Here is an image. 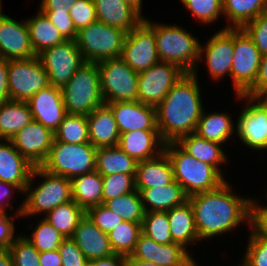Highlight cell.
<instances>
[{
	"label": "cell",
	"mask_w": 267,
	"mask_h": 266,
	"mask_svg": "<svg viewBox=\"0 0 267 266\" xmlns=\"http://www.w3.org/2000/svg\"><path fill=\"white\" fill-rule=\"evenodd\" d=\"M232 187L234 186L231 182L226 180L214 190L188 197L194 211L195 226L200 240L208 241L230 232L234 233V230L241 228L242 224L250 228L252 197L240 196Z\"/></svg>",
	"instance_id": "obj_1"
},
{
	"label": "cell",
	"mask_w": 267,
	"mask_h": 266,
	"mask_svg": "<svg viewBox=\"0 0 267 266\" xmlns=\"http://www.w3.org/2000/svg\"><path fill=\"white\" fill-rule=\"evenodd\" d=\"M198 79L186 73L156 106L157 128L165 144L196 132L205 109Z\"/></svg>",
	"instance_id": "obj_2"
},
{
	"label": "cell",
	"mask_w": 267,
	"mask_h": 266,
	"mask_svg": "<svg viewBox=\"0 0 267 266\" xmlns=\"http://www.w3.org/2000/svg\"><path fill=\"white\" fill-rule=\"evenodd\" d=\"M144 20L154 29L159 60L176 64L198 78L200 38L176 24L153 22L147 16Z\"/></svg>",
	"instance_id": "obj_3"
},
{
	"label": "cell",
	"mask_w": 267,
	"mask_h": 266,
	"mask_svg": "<svg viewBox=\"0 0 267 266\" xmlns=\"http://www.w3.org/2000/svg\"><path fill=\"white\" fill-rule=\"evenodd\" d=\"M36 177L41 181H36ZM23 197L21 219L43 217L58 205L72 200L71 180L49 173L40 166L34 167Z\"/></svg>",
	"instance_id": "obj_4"
},
{
	"label": "cell",
	"mask_w": 267,
	"mask_h": 266,
	"mask_svg": "<svg viewBox=\"0 0 267 266\" xmlns=\"http://www.w3.org/2000/svg\"><path fill=\"white\" fill-rule=\"evenodd\" d=\"M164 151L171 161L174 180L188 197L214 190L227 180L213 166L189 155L176 142L166 143Z\"/></svg>",
	"instance_id": "obj_5"
},
{
	"label": "cell",
	"mask_w": 267,
	"mask_h": 266,
	"mask_svg": "<svg viewBox=\"0 0 267 266\" xmlns=\"http://www.w3.org/2000/svg\"><path fill=\"white\" fill-rule=\"evenodd\" d=\"M67 114L89 115L104 104L97 63L85 62L61 88Z\"/></svg>",
	"instance_id": "obj_6"
},
{
	"label": "cell",
	"mask_w": 267,
	"mask_h": 266,
	"mask_svg": "<svg viewBox=\"0 0 267 266\" xmlns=\"http://www.w3.org/2000/svg\"><path fill=\"white\" fill-rule=\"evenodd\" d=\"M49 173L72 179L96 169V148L91 143L69 144L54 140L40 166Z\"/></svg>",
	"instance_id": "obj_7"
},
{
	"label": "cell",
	"mask_w": 267,
	"mask_h": 266,
	"mask_svg": "<svg viewBox=\"0 0 267 266\" xmlns=\"http://www.w3.org/2000/svg\"><path fill=\"white\" fill-rule=\"evenodd\" d=\"M127 33L96 21L77 31L76 45L85 62L98 63L121 57Z\"/></svg>",
	"instance_id": "obj_8"
},
{
	"label": "cell",
	"mask_w": 267,
	"mask_h": 266,
	"mask_svg": "<svg viewBox=\"0 0 267 266\" xmlns=\"http://www.w3.org/2000/svg\"><path fill=\"white\" fill-rule=\"evenodd\" d=\"M104 103L138 101V77L121 57L97 63Z\"/></svg>",
	"instance_id": "obj_9"
},
{
	"label": "cell",
	"mask_w": 267,
	"mask_h": 266,
	"mask_svg": "<svg viewBox=\"0 0 267 266\" xmlns=\"http://www.w3.org/2000/svg\"><path fill=\"white\" fill-rule=\"evenodd\" d=\"M262 54L242 28H234L231 83L236 95H244L255 83Z\"/></svg>",
	"instance_id": "obj_10"
},
{
	"label": "cell",
	"mask_w": 267,
	"mask_h": 266,
	"mask_svg": "<svg viewBox=\"0 0 267 266\" xmlns=\"http://www.w3.org/2000/svg\"><path fill=\"white\" fill-rule=\"evenodd\" d=\"M50 85L47 72L38 56L8 60L10 100L28 101L39 90Z\"/></svg>",
	"instance_id": "obj_11"
},
{
	"label": "cell",
	"mask_w": 267,
	"mask_h": 266,
	"mask_svg": "<svg viewBox=\"0 0 267 266\" xmlns=\"http://www.w3.org/2000/svg\"><path fill=\"white\" fill-rule=\"evenodd\" d=\"M234 98L237 104L245 102L236 118V138L250 150L267 151V111L255 98L245 95Z\"/></svg>",
	"instance_id": "obj_12"
},
{
	"label": "cell",
	"mask_w": 267,
	"mask_h": 266,
	"mask_svg": "<svg viewBox=\"0 0 267 266\" xmlns=\"http://www.w3.org/2000/svg\"><path fill=\"white\" fill-rule=\"evenodd\" d=\"M37 56L47 72L50 85L59 88L85 63L75 40H66L43 50Z\"/></svg>",
	"instance_id": "obj_13"
},
{
	"label": "cell",
	"mask_w": 267,
	"mask_h": 266,
	"mask_svg": "<svg viewBox=\"0 0 267 266\" xmlns=\"http://www.w3.org/2000/svg\"><path fill=\"white\" fill-rule=\"evenodd\" d=\"M204 43H200L198 62L206 63L210 79L219 82L230 76L234 54V28L216 31ZM204 44V45H203ZM202 61V62H201Z\"/></svg>",
	"instance_id": "obj_14"
},
{
	"label": "cell",
	"mask_w": 267,
	"mask_h": 266,
	"mask_svg": "<svg viewBox=\"0 0 267 266\" xmlns=\"http://www.w3.org/2000/svg\"><path fill=\"white\" fill-rule=\"evenodd\" d=\"M185 74L178 65L159 61L139 73L138 101L156 107Z\"/></svg>",
	"instance_id": "obj_15"
},
{
	"label": "cell",
	"mask_w": 267,
	"mask_h": 266,
	"mask_svg": "<svg viewBox=\"0 0 267 266\" xmlns=\"http://www.w3.org/2000/svg\"><path fill=\"white\" fill-rule=\"evenodd\" d=\"M121 58L137 73L160 61L154 29L144 19L127 33Z\"/></svg>",
	"instance_id": "obj_16"
},
{
	"label": "cell",
	"mask_w": 267,
	"mask_h": 266,
	"mask_svg": "<svg viewBox=\"0 0 267 266\" xmlns=\"http://www.w3.org/2000/svg\"><path fill=\"white\" fill-rule=\"evenodd\" d=\"M0 0V57L7 60L28 59L36 56L31 45L25 19L18 21L4 14Z\"/></svg>",
	"instance_id": "obj_17"
},
{
	"label": "cell",
	"mask_w": 267,
	"mask_h": 266,
	"mask_svg": "<svg viewBox=\"0 0 267 266\" xmlns=\"http://www.w3.org/2000/svg\"><path fill=\"white\" fill-rule=\"evenodd\" d=\"M192 252L174 242L158 244L141 233L131 256L161 266H198Z\"/></svg>",
	"instance_id": "obj_18"
},
{
	"label": "cell",
	"mask_w": 267,
	"mask_h": 266,
	"mask_svg": "<svg viewBox=\"0 0 267 266\" xmlns=\"http://www.w3.org/2000/svg\"><path fill=\"white\" fill-rule=\"evenodd\" d=\"M10 141L21 155L37 167L41 166L48 156L54 141V132L38 121L33 120Z\"/></svg>",
	"instance_id": "obj_19"
},
{
	"label": "cell",
	"mask_w": 267,
	"mask_h": 266,
	"mask_svg": "<svg viewBox=\"0 0 267 266\" xmlns=\"http://www.w3.org/2000/svg\"><path fill=\"white\" fill-rule=\"evenodd\" d=\"M107 104L115 117L120 134L128 131H158L156 107L140 101Z\"/></svg>",
	"instance_id": "obj_20"
},
{
	"label": "cell",
	"mask_w": 267,
	"mask_h": 266,
	"mask_svg": "<svg viewBox=\"0 0 267 266\" xmlns=\"http://www.w3.org/2000/svg\"><path fill=\"white\" fill-rule=\"evenodd\" d=\"M27 102L33 120L38 121L53 132L67 115L62 90L59 87L49 85L47 88L39 90Z\"/></svg>",
	"instance_id": "obj_21"
},
{
	"label": "cell",
	"mask_w": 267,
	"mask_h": 266,
	"mask_svg": "<svg viewBox=\"0 0 267 266\" xmlns=\"http://www.w3.org/2000/svg\"><path fill=\"white\" fill-rule=\"evenodd\" d=\"M88 261L112 256L108 234L101 231L87 214L79 221L70 237Z\"/></svg>",
	"instance_id": "obj_22"
},
{
	"label": "cell",
	"mask_w": 267,
	"mask_h": 266,
	"mask_svg": "<svg viewBox=\"0 0 267 266\" xmlns=\"http://www.w3.org/2000/svg\"><path fill=\"white\" fill-rule=\"evenodd\" d=\"M34 167L10 140H0V181L17 185L25 191Z\"/></svg>",
	"instance_id": "obj_23"
},
{
	"label": "cell",
	"mask_w": 267,
	"mask_h": 266,
	"mask_svg": "<svg viewBox=\"0 0 267 266\" xmlns=\"http://www.w3.org/2000/svg\"><path fill=\"white\" fill-rule=\"evenodd\" d=\"M86 118L89 140L96 149L118 145L120 132L114 114L107 104L95 108Z\"/></svg>",
	"instance_id": "obj_24"
},
{
	"label": "cell",
	"mask_w": 267,
	"mask_h": 266,
	"mask_svg": "<svg viewBox=\"0 0 267 266\" xmlns=\"http://www.w3.org/2000/svg\"><path fill=\"white\" fill-rule=\"evenodd\" d=\"M159 131H128L120 134L118 146L137 162L154 158L164 151Z\"/></svg>",
	"instance_id": "obj_25"
},
{
	"label": "cell",
	"mask_w": 267,
	"mask_h": 266,
	"mask_svg": "<svg viewBox=\"0 0 267 266\" xmlns=\"http://www.w3.org/2000/svg\"><path fill=\"white\" fill-rule=\"evenodd\" d=\"M134 178L135 189L138 192L172 183L174 181L173 167L166 152L163 151L154 158L139 161Z\"/></svg>",
	"instance_id": "obj_26"
},
{
	"label": "cell",
	"mask_w": 267,
	"mask_h": 266,
	"mask_svg": "<svg viewBox=\"0 0 267 266\" xmlns=\"http://www.w3.org/2000/svg\"><path fill=\"white\" fill-rule=\"evenodd\" d=\"M176 143L189 155L213 166L224 178L227 177L221 168L228 165L227 162L231 159L228 158L224 145L204 139L195 132L181 137Z\"/></svg>",
	"instance_id": "obj_27"
},
{
	"label": "cell",
	"mask_w": 267,
	"mask_h": 266,
	"mask_svg": "<svg viewBox=\"0 0 267 266\" xmlns=\"http://www.w3.org/2000/svg\"><path fill=\"white\" fill-rule=\"evenodd\" d=\"M97 21L130 32L143 18L123 0H93Z\"/></svg>",
	"instance_id": "obj_28"
},
{
	"label": "cell",
	"mask_w": 267,
	"mask_h": 266,
	"mask_svg": "<svg viewBox=\"0 0 267 266\" xmlns=\"http://www.w3.org/2000/svg\"><path fill=\"white\" fill-rule=\"evenodd\" d=\"M224 111L207 112L204 109L195 133L204 139L221 145H227V142H230L231 139L235 140L233 135H236L237 122L234 121L237 120L232 119V114L226 112L227 110Z\"/></svg>",
	"instance_id": "obj_29"
},
{
	"label": "cell",
	"mask_w": 267,
	"mask_h": 266,
	"mask_svg": "<svg viewBox=\"0 0 267 266\" xmlns=\"http://www.w3.org/2000/svg\"><path fill=\"white\" fill-rule=\"evenodd\" d=\"M166 212L173 242L182 245L188 251V248L194 244L198 245L200 238L195 226L194 211L189 200Z\"/></svg>",
	"instance_id": "obj_30"
},
{
	"label": "cell",
	"mask_w": 267,
	"mask_h": 266,
	"mask_svg": "<svg viewBox=\"0 0 267 266\" xmlns=\"http://www.w3.org/2000/svg\"><path fill=\"white\" fill-rule=\"evenodd\" d=\"M145 212H166L188 200L182 186L174 180L172 183L139 192Z\"/></svg>",
	"instance_id": "obj_31"
},
{
	"label": "cell",
	"mask_w": 267,
	"mask_h": 266,
	"mask_svg": "<svg viewBox=\"0 0 267 266\" xmlns=\"http://www.w3.org/2000/svg\"><path fill=\"white\" fill-rule=\"evenodd\" d=\"M32 121L33 116L27 101L0 102V140L12 139Z\"/></svg>",
	"instance_id": "obj_32"
},
{
	"label": "cell",
	"mask_w": 267,
	"mask_h": 266,
	"mask_svg": "<svg viewBox=\"0 0 267 266\" xmlns=\"http://www.w3.org/2000/svg\"><path fill=\"white\" fill-rule=\"evenodd\" d=\"M26 23L36 56L43 50L66 41L60 31L40 9H37L35 16L26 18Z\"/></svg>",
	"instance_id": "obj_33"
},
{
	"label": "cell",
	"mask_w": 267,
	"mask_h": 266,
	"mask_svg": "<svg viewBox=\"0 0 267 266\" xmlns=\"http://www.w3.org/2000/svg\"><path fill=\"white\" fill-rule=\"evenodd\" d=\"M72 200L87 211L102 204L103 179L98 171L79 175L71 179Z\"/></svg>",
	"instance_id": "obj_34"
},
{
	"label": "cell",
	"mask_w": 267,
	"mask_h": 266,
	"mask_svg": "<svg viewBox=\"0 0 267 266\" xmlns=\"http://www.w3.org/2000/svg\"><path fill=\"white\" fill-rule=\"evenodd\" d=\"M265 11L267 0H223V16L227 22L221 28H242Z\"/></svg>",
	"instance_id": "obj_35"
},
{
	"label": "cell",
	"mask_w": 267,
	"mask_h": 266,
	"mask_svg": "<svg viewBox=\"0 0 267 266\" xmlns=\"http://www.w3.org/2000/svg\"><path fill=\"white\" fill-rule=\"evenodd\" d=\"M137 161L118 145L96 149V171L102 176L118 173L136 174Z\"/></svg>",
	"instance_id": "obj_36"
},
{
	"label": "cell",
	"mask_w": 267,
	"mask_h": 266,
	"mask_svg": "<svg viewBox=\"0 0 267 266\" xmlns=\"http://www.w3.org/2000/svg\"><path fill=\"white\" fill-rule=\"evenodd\" d=\"M86 211L74 200L58 205L43 218L65 238L71 237Z\"/></svg>",
	"instance_id": "obj_37"
},
{
	"label": "cell",
	"mask_w": 267,
	"mask_h": 266,
	"mask_svg": "<svg viewBox=\"0 0 267 266\" xmlns=\"http://www.w3.org/2000/svg\"><path fill=\"white\" fill-rule=\"evenodd\" d=\"M54 140L69 144L90 143L86 115L67 114L54 131Z\"/></svg>",
	"instance_id": "obj_38"
},
{
	"label": "cell",
	"mask_w": 267,
	"mask_h": 266,
	"mask_svg": "<svg viewBox=\"0 0 267 266\" xmlns=\"http://www.w3.org/2000/svg\"><path fill=\"white\" fill-rule=\"evenodd\" d=\"M141 224L123 221L108 234L111 248L115 254L131 255L142 233Z\"/></svg>",
	"instance_id": "obj_39"
},
{
	"label": "cell",
	"mask_w": 267,
	"mask_h": 266,
	"mask_svg": "<svg viewBox=\"0 0 267 266\" xmlns=\"http://www.w3.org/2000/svg\"><path fill=\"white\" fill-rule=\"evenodd\" d=\"M103 205L123 218L124 221L142 223L145 215L141 196L137 190L105 201Z\"/></svg>",
	"instance_id": "obj_40"
},
{
	"label": "cell",
	"mask_w": 267,
	"mask_h": 266,
	"mask_svg": "<svg viewBox=\"0 0 267 266\" xmlns=\"http://www.w3.org/2000/svg\"><path fill=\"white\" fill-rule=\"evenodd\" d=\"M30 222L27 226L31 228V233L26 236L23 235L39 252H46L58 249L65 237L58 232L49 222L44 218L33 226ZM32 226V227H31ZM34 227V228H33Z\"/></svg>",
	"instance_id": "obj_41"
},
{
	"label": "cell",
	"mask_w": 267,
	"mask_h": 266,
	"mask_svg": "<svg viewBox=\"0 0 267 266\" xmlns=\"http://www.w3.org/2000/svg\"><path fill=\"white\" fill-rule=\"evenodd\" d=\"M184 9L205 27L219 23L223 17V0H180Z\"/></svg>",
	"instance_id": "obj_42"
},
{
	"label": "cell",
	"mask_w": 267,
	"mask_h": 266,
	"mask_svg": "<svg viewBox=\"0 0 267 266\" xmlns=\"http://www.w3.org/2000/svg\"><path fill=\"white\" fill-rule=\"evenodd\" d=\"M142 233L158 244L172 243V235L167 212H145Z\"/></svg>",
	"instance_id": "obj_43"
},
{
	"label": "cell",
	"mask_w": 267,
	"mask_h": 266,
	"mask_svg": "<svg viewBox=\"0 0 267 266\" xmlns=\"http://www.w3.org/2000/svg\"><path fill=\"white\" fill-rule=\"evenodd\" d=\"M135 174L118 173L102 176V204L124 194L135 191Z\"/></svg>",
	"instance_id": "obj_44"
},
{
	"label": "cell",
	"mask_w": 267,
	"mask_h": 266,
	"mask_svg": "<svg viewBox=\"0 0 267 266\" xmlns=\"http://www.w3.org/2000/svg\"><path fill=\"white\" fill-rule=\"evenodd\" d=\"M8 251L12 257L13 266H41L40 252L21 233L10 245Z\"/></svg>",
	"instance_id": "obj_45"
},
{
	"label": "cell",
	"mask_w": 267,
	"mask_h": 266,
	"mask_svg": "<svg viewBox=\"0 0 267 266\" xmlns=\"http://www.w3.org/2000/svg\"><path fill=\"white\" fill-rule=\"evenodd\" d=\"M69 13L76 31L97 21L93 0H77L70 6Z\"/></svg>",
	"instance_id": "obj_46"
},
{
	"label": "cell",
	"mask_w": 267,
	"mask_h": 266,
	"mask_svg": "<svg viewBox=\"0 0 267 266\" xmlns=\"http://www.w3.org/2000/svg\"><path fill=\"white\" fill-rule=\"evenodd\" d=\"M86 214L103 232L109 234L117 225L124 221L123 218L108 209L103 204L90 207Z\"/></svg>",
	"instance_id": "obj_47"
},
{
	"label": "cell",
	"mask_w": 267,
	"mask_h": 266,
	"mask_svg": "<svg viewBox=\"0 0 267 266\" xmlns=\"http://www.w3.org/2000/svg\"><path fill=\"white\" fill-rule=\"evenodd\" d=\"M243 259L249 266H267V238L255 237L249 231Z\"/></svg>",
	"instance_id": "obj_48"
},
{
	"label": "cell",
	"mask_w": 267,
	"mask_h": 266,
	"mask_svg": "<svg viewBox=\"0 0 267 266\" xmlns=\"http://www.w3.org/2000/svg\"><path fill=\"white\" fill-rule=\"evenodd\" d=\"M242 29L253 40L261 54H267V11L246 23Z\"/></svg>",
	"instance_id": "obj_49"
},
{
	"label": "cell",
	"mask_w": 267,
	"mask_h": 266,
	"mask_svg": "<svg viewBox=\"0 0 267 266\" xmlns=\"http://www.w3.org/2000/svg\"><path fill=\"white\" fill-rule=\"evenodd\" d=\"M255 197L250 202V231L255 237L267 238V206ZM265 205V206H264Z\"/></svg>",
	"instance_id": "obj_50"
},
{
	"label": "cell",
	"mask_w": 267,
	"mask_h": 266,
	"mask_svg": "<svg viewBox=\"0 0 267 266\" xmlns=\"http://www.w3.org/2000/svg\"><path fill=\"white\" fill-rule=\"evenodd\" d=\"M51 20L66 40H75L77 36L69 8H60L56 11H42Z\"/></svg>",
	"instance_id": "obj_51"
},
{
	"label": "cell",
	"mask_w": 267,
	"mask_h": 266,
	"mask_svg": "<svg viewBox=\"0 0 267 266\" xmlns=\"http://www.w3.org/2000/svg\"><path fill=\"white\" fill-rule=\"evenodd\" d=\"M58 250L62 266H89V261L70 237L63 240Z\"/></svg>",
	"instance_id": "obj_52"
},
{
	"label": "cell",
	"mask_w": 267,
	"mask_h": 266,
	"mask_svg": "<svg viewBox=\"0 0 267 266\" xmlns=\"http://www.w3.org/2000/svg\"><path fill=\"white\" fill-rule=\"evenodd\" d=\"M22 214L5 213L0 211V247L8 249L14 240L19 236L15 232V222ZM14 219V220H13ZM17 234V235H15Z\"/></svg>",
	"instance_id": "obj_53"
},
{
	"label": "cell",
	"mask_w": 267,
	"mask_h": 266,
	"mask_svg": "<svg viewBox=\"0 0 267 266\" xmlns=\"http://www.w3.org/2000/svg\"><path fill=\"white\" fill-rule=\"evenodd\" d=\"M17 192H20V194L24 196V191L19 186L8 182L0 181V211H3L5 213H10L8 211L9 209L12 210L13 214H22L24 203L21 202L19 206H17L18 207L17 209L13 207L14 205L12 203V200H14L12 198L15 197V194L17 195Z\"/></svg>",
	"instance_id": "obj_54"
},
{
	"label": "cell",
	"mask_w": 267,
	"mask_h": 266,
	"mask_svg": "<svg viewBox=\"0 0 267 266\" xmlns=\"http://www.w3.org/2000/svg\"><path fill=\"white\" fill-rule=\"evenodd\" d=\"M267 90V54L262 55L254 85L244 94L254 98L257 94Z\"/></svg>",
	"instance_id": "obj_55"
},
{
	"label": "cell",
	"mask_w": 267,
	"mask_h": 266,
	"mask_svg": "<svg viewBox=\"0 0 267 266\" xmlns=\"http://www.w3.org/2000/svg\"><path fill=\"white\" fill-rule=\"evenodd\" d=\"M10 100L8 87V60L0 57V102Z\"/></svg>",
	"instance_id": "obj_56"
},
{
	"label": "cell",
	"mask_w": 267,
	"mask_h": 266,
	"mask_svg": "<svg viewBox=\"0 0 267 266\" xmlns=\"http://www.w3.org/2000/svg\"><path fill=\"white\" fill-rule=\"evenodd\" d=\"M38 9L41 11H56L60 8H70L77 0H40Z\"/></svg>",
	"instance_id": "obj_57"
},
{
	"label": "cell",
	"mask_w": 267,
	"mask_h": 266,
	"mask_svg": "<svg viewBox=\"0 0 267 266\" xmlns=\"http://www.w3.org/2000/svg\"><path fill=\"white\" fill-rule=\"evenodd\" d=\"M59 250L40 252L39 263L41 266H62Z\"/></svg>",
	"instance_id": "obj_58"
},
{
	"label": "cell",
	"mask_w": 267,
	"mask_h": 266,
	"mask_svg": "<svg viewBox=\"0 0 267 266\" xmlns=\"http://www.w3.org/2000/svg\"><path fill=\"white\" fill-rule=\"evenodd\" d=\"M125 256L113 254L112 256L89 261V266H124Z\"/></svg>",
	"instance_id": "obj_59"
},
{
	"label": "cell",
	"mask_w": 267,
	"mask_h": 266,
	"mask_svg": "<svg viewBox=\"0 0 267 266\" xmlns=\"http://www.w3.org/2000/svg\"><path fill=\"white\" fill-rule=\"evenodd\" d=\"M124 266H161L159 264L136 259L131 255L125 256Z\"/></svg>",
	"instance_id": "obj_60"
},
{
	"label": "cell",
	"mask_w": 267,
	"mask_h": 266,
	"mask_svg": "<svg viewBox=\"0 0 267 266\" xmlns=\"http://www.w3.org/2000/svg\"><path fill=\"white\" fill-rule=\"evenodd\" d=\"M126 4L132 7L143 19L145 18L143 13V0H123Z\"/></svg>",
	"instance_id": "obj_61"
},
{
	"label": "cell",
	"mask_w": 267,
	"mask_h": 266,
	"mask_svg": "<svg viewBox=\"0 0 267 266\" xmlns=\"http://www.w3.org/2000/svg\"><path fill=\"white\" fill-rule=\"evenodd\" d=\"M0 266H13V261L8 249H3L0 252Z\"/></svg>",
	"instance_id": "obj_62"
},
{
	"label": "cell",
	"mask_w": 267,
	"mask_h": 266,
	"mask_svg": "<svg viewBox=\"0 0 267 266\" xmlns=\"http://www.w3.org/2000/svg\"><path fill=\"white\" fill-rule=\"evenodd\" d=\"M261 106L267 111V90L262 91L254 97Z\"/></svg>",
	"instance_id": "obj_63"
},
{
	"label": "cell",
	"mask_w": 267,
	"mask_h": 266,
	"mask_svg": "<svg viewBox=\"0 0 267 266\" xmlns=\"http://www.w3.org/2000/svg\"><path fill=\"white\" fill-rule=\"evenodd\" d=\"M241 257H242L241 262L238 263V265H236V266H249L248 263L243 259V256H241Z\"/></svg>",
	"instance_id": "obj_64"
}]
</instances>
